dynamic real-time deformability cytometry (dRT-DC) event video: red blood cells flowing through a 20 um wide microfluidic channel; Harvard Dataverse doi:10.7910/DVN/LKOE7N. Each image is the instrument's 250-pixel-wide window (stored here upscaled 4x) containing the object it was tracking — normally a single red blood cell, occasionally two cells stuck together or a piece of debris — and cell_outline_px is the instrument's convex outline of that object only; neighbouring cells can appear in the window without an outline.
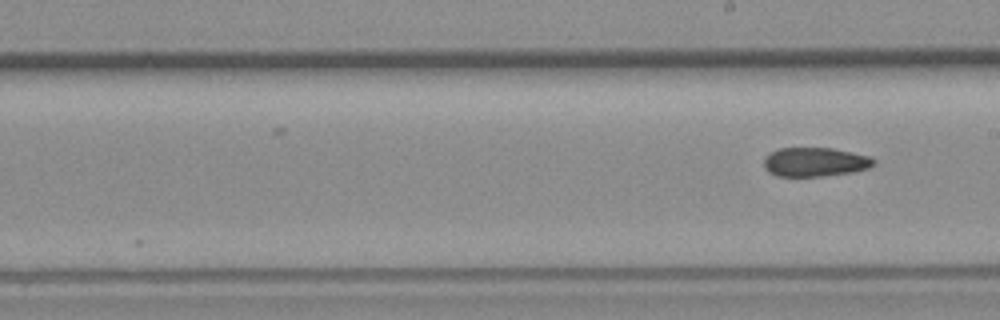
{"species": "common noctule bat (a hibernating species)", "species_latin": "Nyctalus noctula", "temperature_condition": "room temperature", "stored_images_in_passage": 9, "segment_of_instrument_passage": [2, 2], "camera_frame_rate_fps": 3000, "um_per_image_px": 0.085, "animal": {"sex": "female", "body_mass_g": 19.3, "forearm_length_mm": 54.1}, "frame": {"image": 1, "passage_image": 9, "time_ms": 12.667, "image_size_px": [1000, 320], "cell_outline_px": [[876, 164], [868, 168], [852, 172], [824, 176], [776, 176], [768, 172], [764, 168], [764, 156], [768, 152], [780, 148], [832, 148], [868, 156], [876, 160]], "centroid_in_image_um": [69.23, 13.77], "position_along_channel_um": 219.8, "area_um2": 18.73}}